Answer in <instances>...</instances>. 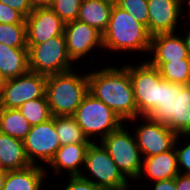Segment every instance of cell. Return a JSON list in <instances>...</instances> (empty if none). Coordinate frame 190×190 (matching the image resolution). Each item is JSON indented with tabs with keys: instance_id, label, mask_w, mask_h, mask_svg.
I'll return each instance as SVG.
<instances>
[{
	"instance_id": "6da1fadb",
	"label": "cell",
	"mask_w": 190,
	"mask_h": 190,
	"mask_svg": "<svg viewBox=\"0 0 190 190\" xmlns=\"http://www.w3.org/2000/svg\"><path fill=\"white\" fill-rule=\"evenodd\" d=\"M99 69L87 73L88 92L112 109L124 123L138 121L128 64L121 68L109 65Z\"/></svg>"
},
{
	"instance_id": "7a4b0ae2",
	"label": "cell",
	"mask_w": 190,
	"mask_h": 190,
	"mask_svg": "<svg viewBox=\"0 0 190 190\" xmlns=\"http://www.w3.org/2000/svg\"><path fill=\"white\" fill-rule=\"evenodd\" d=\"M102 39L103 49L108 51H150L151 36L147 28L115 3Z\"/></svg>"
},
{
	"instance_id": "3957f363",
	"label": "cell",
	"mask_w": 190,
	"mask_h": 190,
	"mask_svg": "<svg viewBox=\"0 0 190 190\" xmlns=\"http://www.w3.org/2000/svg\"><path fill=\"white\" fill-rule=\"evenodd\" d=\"M179 134L190 131V84L159 82V107L149 116Z\"/></svg>"
},
{
	"instance_id": "277c9868",
	"label": "cell",
	"mask_w": 190,
	"mask_h": 190,
	"mask_svg": "<svg viewBox=\"0 0 190 190\" xmlns=\"http://www.w3.org/2000/svg\"><path fill=\"white\" fill-rule=\"evenodd\" d=\"M87 93V73L72 69L46 78L45 95L52 116H73Z\"/></svg>"
},
{
	"instance_id": "5b68a950",
	"label": "cell",
	"mask_w": 190,
	"mask_h": 190,
	"mask_svg": "<svg viewBox=\"0 0 190 190\" xmlns=\"http://www.w3.org/2000/svg\"><path fill=\"white\" fill-rule=\"evenodd\" d=\"M73 117L84 135L92 142H96V139L94 140L96 136L100 137L99 141H101L125 124L112 109L89 92L83 98Z\"/></svg>"
},
{
	"instance_id": "8992f818",
	"label": "cell",
	"mask_w": 190,
	"mask_h": 190,
	"mask_svg": "<svg viewBox=\"0 0 190 190\" xmlns=\"http://www.w3.org/2000/svg\"><path fill=\"white\" fill-rule=\"evenodd\" d=\"M99 144V145H98ZM84 169L80 176L93 182L103 190H129V180L121 173L108 151L100 142H91L86 155Z\"/></svg>"
},
{
	"instance_id": "52a82bcc",
	"label": "cell",
	"mask_w": 190,
	"mask_h": 190,
	"mask_svg": "<svg viewBox=\"0 0 190 190\" xmlns=\"http://www.w3.org/2000/svg\"><path fill=\"white\" fill-rule=\"evenodd\" d=\"M29 71L45 76L73 69L64 35L52 37L40 44H27Z\"/></svg>"
},
{
	"instance_id": "ba28073f",
	"label": "cell",
	"mask_w": 190,
	"mask_h": 190,
	"mask_svg": "<svg viewBox=\"0 0 190 190\" xmlns=\"http://www.w3.org/2000/svg\"><path fill=\"white\" fill-rule=\"evenodd\" d=\"M125 125V126H124ZM123 124L100 143L108 151L121 173L130 180H137L142 168V156L133 133ZM126 129V130H125Z\"/></svg>"
},
{
	"instance_id": "9c48e42d",
	"label": "cell",
	"mask_w": 190,
	"mask_h": 190,
	"mask_svg": "<svg viewBox=\"0 0 190 190\" xmlns=\"http://www.w3.org/2000/svg\"><path fill=\"white\" fill-rule=\"evenodd\" d=\"M128 72L137 105V117H149L159 107V82L163 78L159 70L147 60L136 66L128 64Z\"/></svg>"
},
{
	"instance_id": "30bf717a",
	"label": "cell",
	"mask_w": 190,
	"mask_h": 190,
	"mask_svg": "<svg viewBox=\"0 0 190 190\" xmlns=\"http://www.w3.org/2000/svg\"><path fill=\"white\" fill-rule=\"evenodd\" d=\"M23 145L29 162L38 165L43 162V167L48 165L60 148V139L55 129V116L51 119L31 126L30 132L23 139ZM45 163V165H44Z\"/></svg>"
},
{
	"instance_id": "8fae6325",
	"label": "cell",
	"mask_w": 190,
	"mask_h": 190,
	"mask_svg": "<svg viewBox=\"0 0 190 190\" xmlns=\"http://www.w3.org/2000/svg\"><path fill=\"white\" fill-rule=\"evenodd\" d=\"M46 78L45 75L28 71L8 79L0 99V107L18 109L27 101L42 98L46 92Z\"/></svg>"
},
{
	"instance_id": "7c38bea8",
	"label": "cell",
	"mask_w": 190,
	"mask_h": 190,
	"mask_svg": "<svg viewBox=\"0 0 190 190\" xmlns=\"http://www.w3.org/2000/svg\"><path fill=\"white\" fill-rule=\"evenodd\" d=\"M141 125L134 129V136L142 158L161 154L171 150L177 139V134L168 126L154 121L148 116H139Z\"/></svg>"
},
{
	"instance_id": "4fadbf2b",
	"label": "cell",
	"mask_w": 190,
	"mask_h": 190,
	"mask_svg": "<svg viewBox=\"0 0 190 190\" xmlns=\"http://www.w3.org/2000/svg\"><path fill=\"white\" fill-rule=\"evenodd\" d=\"M64 37L68 55L73 62L86 58L95 48L103 50L102 34L87 23L78 20L66 23Z\"/></svg>"
},
{
	"instance_id": "5bb4252c",
	"label": "cell",
	"mask_w": 190,
	"mask_h": 190,
	"mask_svg": "<svg viewBox=\"0 0 190 190\" xmlns=\"http://www.w3.org/2000/svg\"><path fill=\"white\" fill-rule=\"evenodd\" d=\"M186 0H148V33H175Z\"/></svg>"
},
{
	"instance_id": "9a60e30c",
	"label": "cell",
	"mask_w": 190,
	"mask_h": 190,
	"mask_svg": "<svg viewBox=\"0 0 190 190\" xmlns=\"http://www.w3.org/2000/svg\"><path fill=\"white\" fill-rule=\"evenodd\" d=\"M26 21L27 44H40L64 35L65 23L51 8L34 9Z\"/></svg>"
},
{
	"instance_id": "2e32d148",
	"label": "cell",
	"mask_w": 190,
	"mask_h": 190,
	"mask_svg": "<svg viewBox=\"0 0 190 190\" xmlns=\"http://www.w3.org/2000/svg\"><path fill=\"white\" fill-rule=\"evenodd\" d=\"M175 33L157 34L151 37L150 51L152 59L148 62H171L179 59H190L186 41Z\"/></svg>"
},
{
	"instance_id": "e0dca14e",
	"label": "cell",
	"mask_w": 190,
	"mask_h": 190,
	"mask_svg": "<svg viewBox=\"0 0 190 190\" xmlns=\"http://www.w3.org/2000/svg\"><path fill=\"white\" fill-rule=\"evenodd\" d=\"M179 173L177 153L173 147L161 154L143 158L141 172L137 180H140L144 175L154 182L169 180L176 178Z\"/></svg>"
},
{
	"instance_id": "ac0fdd59",
	"label": "cell",
	"mask_w": 190,
	"mask_h": 190,
	"mask_svg": "<svg viewBox=\"0 0 190 190\" xmlns=\"http://www.w3.org/2000/svg\"><path fill=\"white\" fill-rule=\"evenodd\" d=\"M91 143H75L60 146L54 158L48 164L59 176L67 170L69 176H80L85 163V155ZM81 167V168H80Z\"/></svg>"
},
{
	"instance_id": "d6986e66",
	"label": "cell",
	"mask_w": 190,
	"mask_h": 190,
	"mask_svg": "<svg viewBox=\"0 0 190 190\" xmlns=\"http://www.w3.org/2000/svg\"><path fill=\"white\" fill-rule=\"evenodd\" d=\"M46 169L41 163L21 170L6 171L2 190H43Z\"/></svg>"
},
{
	"instance_id": "ffe728a7",
	"label": "cell",
	"mask_w": 190,
	"mask_h": 190,
	"mask_svg": "<svg viewBox=\"0 0 190 190\" xmlns=\"http://www.w3.org/2000/svg\"><path fill=\"white\" fill-rule=\"evenodd\" d=\"M32 165L26 155L23 140L0 132V169L13 171Z\"/></svg>"
},
{
	"instance_id": "44dd1931",
	"label": "cell",
	"mask_w": 190,
	"mask_h": 190,
	"mask_svg": "<svg viewBox=\"0 0 190 190\" xmlns=\"http://www.w3.org/2000/svg\"><path fill=\"white\" fill-rule=\"evenodd\" d=\"M114 3V0H82L77 20L94 27L103 35Z\"/></svg>"
},
{
	"instance_id": "7402d4cb",
	"label": "cell",
	"mask_w": 190,
	"mask_h": 190,
	"mask_svg": "<svg viewBox=\"0 0 190 190\" xmlns=\"http://www.w3.org/2000/svg\"><path fill=\"white\" fill-rule=\"evenodd\" d=\"M29 71L28 48H12L0 43V72L12 79Z\"/></svg>"
},
{
	"instance_id": "603a6c76",
	"label": "cell",
	"mask_w": 190,
	"mask_h": 190,
	"mask_svg": "<svg viewBox=\"0 0 190 190\" xmlns=\"http://www.w3.org/2000/svg\"><path fill=\"white\" fill-rule=\"evenodd\" d=\"M31 125L18 109L0 107V132L23 140L30 132Z\"/></svg>"
},
{
	"instance_id": "cb8c5ba5",
	"label": "cell",
	"mask_w": 190,
	"mask_h": 190,
	"mask_svg": "<svg viewBox=\"0 0 190 190\" xmlns=\"http://www.w3.org/2000/svg\"><path fill=\"white\" fill-rule=\"evenodd\" d=\"M149 63L159 70L161 77L166 81L184 85L190 84V59Z\"/></svg>"
},
{
	"instance_id": "d4e9b609",
	"label": "cell",
	"mask_w": 190,
	"mask_h": 190,
	"mask_svg": "<svg viewBox=\"0 0 190 190\" xmlns=\"http://www.w3.org/2000/svg\"><path fill=\"white\" fill-rule=\"evenodd\" d=\"M55 129L61 146L75 143H91L73 116H55Z\"/></svg>"
},
{
	"instance_id": "484cf974",
	"label": "cell",
	"mask_w": 190,
	"mask_h": 190,
	"mask_svg": "<svg viewBox=\"0 0 190 190\" xmlns=\"http://www.w3.org/2000/svg\"><path fill=\"white\" fill-rule=\"evenodd\" d=\"M18 111L25 117L31 126L38 125L53 117L46 95L42 98L25 102L18 108Z\"/></svg>"
},
{
	"instance_id": "4316f807",
	"label": "cell",
	"mask_w": 190,
	"mask_h": 190,
	"mask_svg": "<svg viewBox=\"0 0 190 190\" xmlns=\"http://www.w3.org/2000/svg\"><path fill=\"white\" fill-rule=\"evenodd\" d=\"M0 43L12 48H28L26 23H0Z\"/></svg>"
},
{
	"instance_id": "83f0119b",
	"label": "cell",
	"mask_w": 190,
	"mask_h": 190,
	"mask_svg": "<svg viewBox=\"0 0 190 190\" xmlns=\"http://www.w3.org/2000/svg\"><path fill=\"white\" fill-rule=\"evenodd\" d=\"M121 9L131 14L148 30V0H114Z\"/></svg>"
},
{
	"instance_id": "f1b7e54d",
	"label": "cell",
	"mask_w": 190,
	"mask_h": 190,
	"mask_svg": "<svg viewBox=\"0 0 190 190\" xmlns=\"http://www.w3.org/2000/svg\"><path fill=\"white\" fill-rule=\"evenodd\" d=\"M82 0H54L50 7L66 24L77 20Z\"/></svg>"
},
{
	"instance_id": "f546056e",
	"label": "cell",
	"mask_w": 190,
	"mask_h": 190,
	"mask_svg": "<svg viewBox=\"0 0 190 190\" xmlns=\"http://www.w3.org/2000/svg\"><path fill=\"white\" fill-rule=\"evenodd\" d=\"M184 137H185V140L187 138V143L185 142L184 143L185 146L183 144V147L182 145H180V148H179L178 147L179 146L178 144H180L179 140H181ZM174 148L177 153V162H178L179 172L181 174L190 175V138L188 139V136L186 134H179L175 141Z\"/></svg>"
},
{
	"instance_id": "4dcf8cb0",
	"label": "cell",
	"mask_w": 190,
	"mask_h": 190,
	"mask_svg": "<svg viewBox=\"0 0 190 190\" xmlns=\"http://www.w3.org/2000/svg\"><path fill=\"white\" fill-rule=\"evenodd\" d=\"M0 23H26L25 18L9 5L0 2Z\"/></svg>"
},
{
	"instance_id": "1f68e13d",
	"label": "cell",
	"mask_w": 190,
	"mask_h": 190,
	"mask_svg": "<svg viewBox=\"0 0 190 190\" xmlns=\"http://www.w3.org/2000/svg\"><path fill=\"white\" fill-rule=\"evenodd\" d=\"M69 178V183L63 188V190H103L93 182L84 179L81 176H69Z\"/></svg>"
},
{
	"instance_id": "d6a6232c",
	"label": "cell",
	"mask_w": 190,
	"mask_h": 190,
	"mask_svg": "<svg viewBox=\"0 0 190 190\" xmlns=\"http://www.w3.org/2000/svg\"><path fill=\"white\" fill-rule=\"evenodd\" d=\"M0 2L18 11L25 19L34 10L30 0H0Z\"/></svg>"
},
{
	"instance_id": "836d02e7",
	"label": "cell",
	"mask_w": 190,
	"mask_h": 190,
	"mask_svg": "<svg viewBox=\"0 0 190 190\" xmlns=\"http://www.w3.org/2000/svg\"><path fill=\"white\" fill-rule=\"evenodd\" d=\"M154 183V190H176L175 178L169 180L156 181Z\"/></svg>"
},
{
	"instance_id": "e575fe53",
	"label": "cell",
	"mask_w": 190,
	"mask_h": 190,
	"mask_svg": "<svg viewBox=\"0 0 190 190\" xmlns=\"http://www.w3.org/2000/svg\"><path fill=\"white\" fill-rule=\"evenodd\" d=\"M176 190H190V175L179 173L175 178Z\"/></svg>"
},
{
	"instance_id": "d590c367",
	"label": "cell",
	"mask_w": 190,
	"mask_h": 190,
	"mask_svg": "<svg viewBox=\"0 0 190 190\" xmlns=\"http://www.w3.org/2000/svg\"><path fill=\"white\" fill-rule=\"evenodd\" d=\"M33 9L37 8H50L54 0H30Z\"/></svg>"
},
{
	"instance_id": "8d00e7d4",
	"label": "cell",
	"mask_w": 190,
	"mask_h": 190,
	"mask_svg": "<svg viewBox=\"0 0 190 190\" xmlns=\"http://www.w3.org/2000/svg\"><path fill=\"white\" fill-rule=\"evenodd\" d=\"M184 32H185V34H184L183 37H184V39L186 41V45H187V49H188V54H189V57H190V26H189V29H187Z\"/></svg>"
},
{
	"instance_id": "74e56055",
	"label": "cell",
	"mask_w": 190,
	"mask_h": 190,
	"mask_svg": "<svg viewBox=\"0 0 190 190\" xmlns=\"http://www.w3.org/2000/svg\"><path fill=\"white\" fill-rule=\"evenodd\" d=\"M6 81H7V79L0 72V99H1V97L3 95V91H4V88H5Z\"/></svg>"
},
{
	"instance_id": "f35d334b",
	"label": "cell",
	"mask_w": 190,
	"mask_h": 190,
	"mask_svg": "<svg viewBox=\"0 0 190 190\" xmlns=\"http://www.w3.org/2000/svg\"><path fill=\"white\" fill-rule=\"evenodd\" d=\"M5 179H6V171L0 169V190L3 189Z\"/></svg>"
},
{
	"instance_id": "ab89813d",
	"label": "cell",
	"mask_w": 190,
	"mask_h": 190,
	"mask_svg": "<svg viewBox=\"0 0 190 190\" xmlns=\"http://www.w3.org/2000/svg\"><path fill=\"white\" fill-rule=\"evenodd\" d=\"M186 3H188V5H187V9L189 10L188 12H187V14H185L187 17L189 16V18H190V0H186ZM188 13H189V15H188Z\"/></svg>"
},
{
	"instance_id": "60d3db41",
	"label": "cell",
	"mask_w": 190,
	"mask_h": 190,
	"mask_svg": "<svg viewBox=\"0 0 190 190\" xmlns=\"http://www.w3.org/2000/svg\"><path fill=\"white\" fill-rule=\"evenodd\" d=\"M186 135L188 136V138H190V131H188V132L186 133Z\"/></svg>"
}]
</instances>
